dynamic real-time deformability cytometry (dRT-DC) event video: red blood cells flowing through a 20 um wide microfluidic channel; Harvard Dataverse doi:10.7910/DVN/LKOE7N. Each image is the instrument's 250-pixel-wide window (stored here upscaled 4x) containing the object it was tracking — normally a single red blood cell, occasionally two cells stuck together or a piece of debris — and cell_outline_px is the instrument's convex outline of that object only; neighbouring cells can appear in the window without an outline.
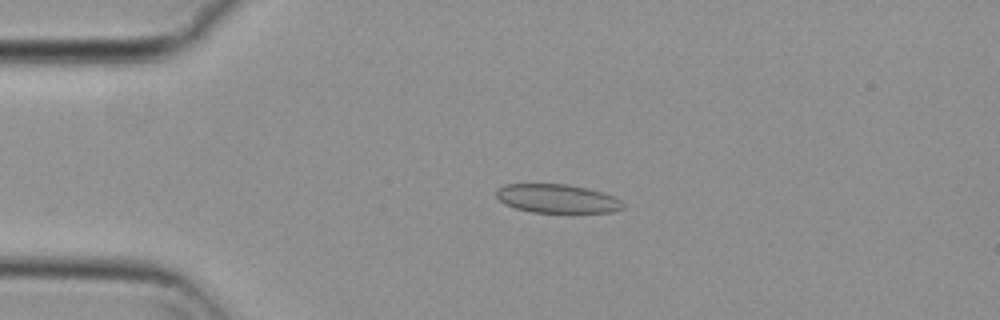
{"species": "common noctule bat (a hibernating species)", "species_latin": "Nyctalus noctula", "temperature_condition": "cold", "stored_images_in_passage": 56, "camera_frame_rate_fps": 3000, "um_per_image_px": 0.085, "animal": {"sex": "female", "body_mass_g": 29.2, "forearm_length_mm": 56.3}, "frame": {"image": 1, "passage_image": 13, "time_ms": 4.0, "image_size_px": [1000, 320], "cell_outline_px": [[624, 208], [612, 212], [532, 212], [516, 208], [504, 204], [496, 196], [496, 188], [504, 184], [568, 184], [600, 192], [612, 196], [620, 200], [624, 204]], "centroid_in_image_um": [47.31, 16.88], "position_along_channel_um": 37.7, "area_um2": 21.04}}
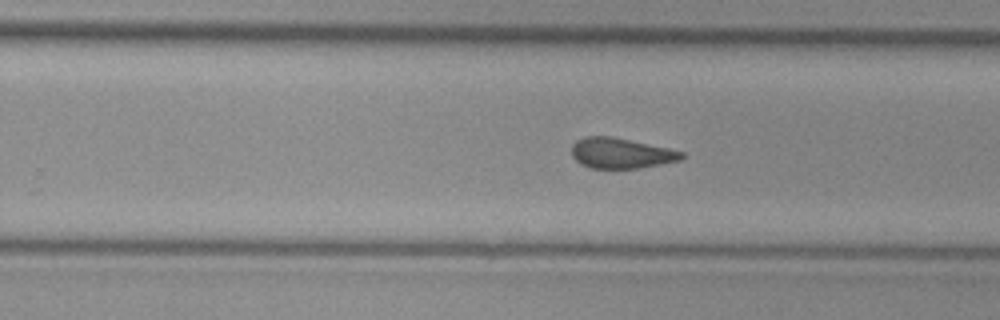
{"frame": {"image": 2, "passage_image": 35, "time_ms": 11.333, "image_size_px": [1000, 320], "cell_outline_px": [[684, 156], [680, 160], [640, 168], [592, 168], [580, 164], [572, 156], [572, 144], [576, 140], [584, 136], [612, 136], [668, 148], [684, 152]], "centroid_in_image_um": [52.75, 13.01], "position_along_channel_um": 277.0, "area_um2": 19.48}}
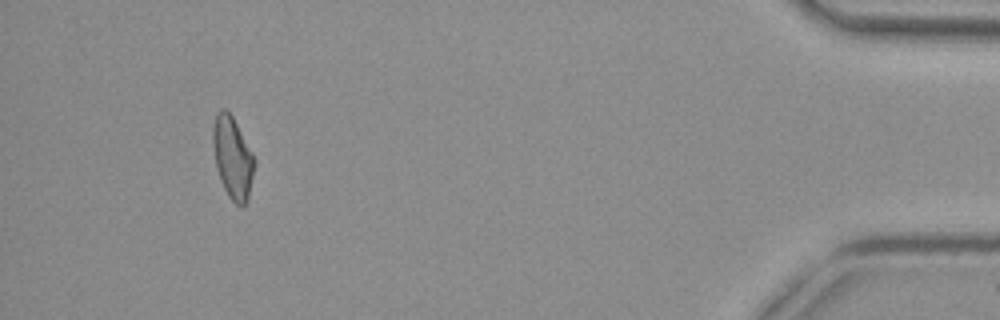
{"frame": {"image": 3, "passage_image": 52, "time_ms": 17.0, "image_size_px": [1000, 320], "cell_outline_px": [[256, 160], [248, 200], [240, 208], [228, 196], [220, 180], [216, 168], [212, 144], [212, 128], [216, 112], [220, 108], [224, 108], [232, 116], [252, 152]], "centroid_in_image_um": [19.76, 13.4], "position_along_channel_um": 415.4, "area_um2": 20.0}, "authors_computed_cell_mechanics": {"area_um2": 20.2878, "velocity_mm_per_s": 3.7146, "shape_relaxation_time_tau1_ms": null, "shape_relaxation_time_tau2_ms": 2.3836, "deformation_change_tau1": null, "deformation_change_tau2": 0.0782}}